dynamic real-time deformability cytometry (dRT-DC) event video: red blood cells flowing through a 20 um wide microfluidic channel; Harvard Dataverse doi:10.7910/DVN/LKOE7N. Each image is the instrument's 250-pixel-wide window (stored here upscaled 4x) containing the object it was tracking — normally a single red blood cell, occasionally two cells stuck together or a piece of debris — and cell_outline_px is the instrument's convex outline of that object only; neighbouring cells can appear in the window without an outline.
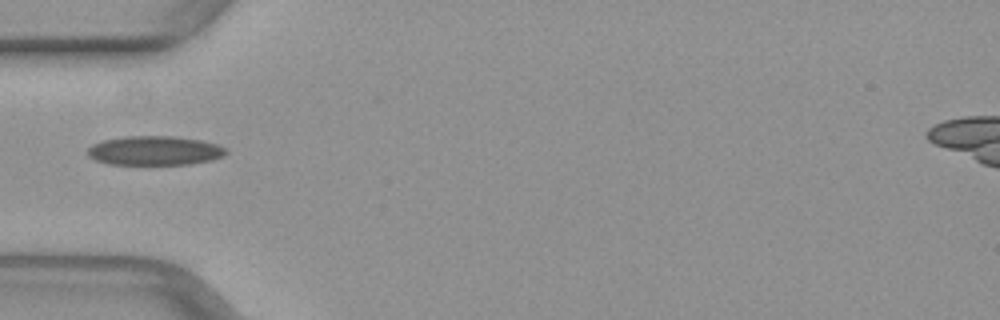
{"species": "common noctule bat (a hibernating species)", "species_latin": "Nyctalus noctula", "temperature_condition": "warm", "stored_images_in_passage": 11, "camera_frame_rate_fps": 3000, "um_per_image_px": 0.085, "animal": {"sex": "female", "body_mass_g": 29.2, "forearm_length_mm": 56.3}, "frame": {"image": 1, "passage_image": 1, "time_ms": 0.0, "image_size_px": [1000, 320], "cell_outline_px": [[228, 152], [224, 156], [212, 160], [192, 164], [108, 164], [96, 160], [88, 156], [88, 148], [92, 144], [104, 140], [124, 136], [172, 136], [200, 140], [216, 144], [224, 148]], "centroid_in_image_um": [13.14, 12.8], "position_along_channel_um": 71.9, "area_um2": 23.52}}
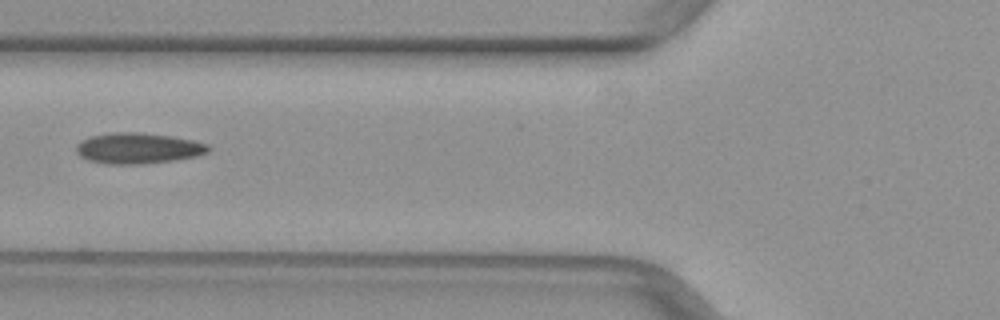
{"frame": {"image": 2, "passage_image": 4, "time_ms": 1.0, "image_size_px": [1000, 320], "cell_outline_px": [[208, 152], [196, 156], [172, 160], [144, 164], [108, 164], [88, 160], [80, 156], [76, 152], [76, 144], [80, 140], [88, 136], [116, 132], [140, 132], [172, 136], [192, 140], [208, 144]], "centroid_in_image_um": [11.68, 12.59], "position_along_channel_um": 114.1, "area_um2": 23.76}}
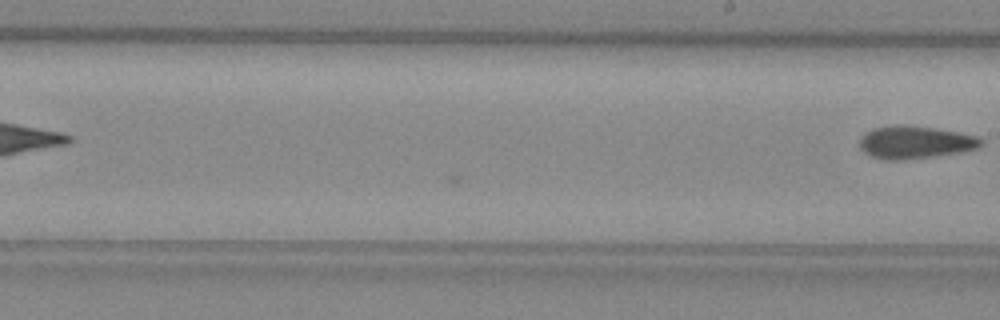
{"frame": {"image": 3, "passage_image": 11, "time_ms": 3.333, "image_size_px": [1000, 320], "cell_outline_px": [[984, 144], [976, 148], [960, 152], [932, 156], [900, 160], [884, 160], [872, 156], [864, 152], [860, 148], [860, 140], [868, 132], [876, 128], [900, 124], [936, 128], [980, 136], [984, 140]], "centroid_in_image_um": [77.84, 12.09], "position_along_channel_um": 211.2, "area_um2": 22.95}}